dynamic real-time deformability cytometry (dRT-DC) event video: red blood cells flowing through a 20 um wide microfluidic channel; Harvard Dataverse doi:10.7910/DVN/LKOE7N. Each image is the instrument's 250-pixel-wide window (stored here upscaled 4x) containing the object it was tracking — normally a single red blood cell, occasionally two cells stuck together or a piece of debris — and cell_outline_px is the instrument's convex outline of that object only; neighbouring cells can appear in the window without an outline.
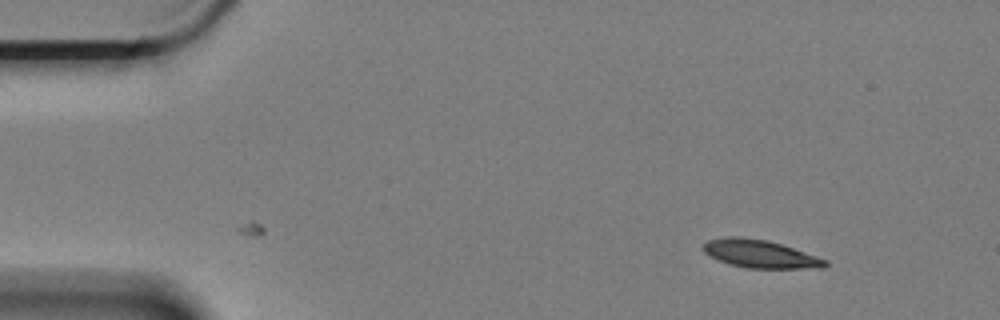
{"species": "Egyptian fruit bat (a non-hibernating species)", "species_latin": "Rousettus aegyptiacus", "temperature_condition": "cold", "stored_images_in_passage": 4, "camera_frame_rate_fps": 3000, "um_per_image_px": 0.085, "animal": {"sex": "female"}, "frame": {"image": 1, "passage_image": 1, "time_ms": 0.0, "image_size_px": [1000, 320], "cell_outline_px": [[828, 264], [824, 268], [744, 268], [728, 264], [708, 256], [700, 248], [708, 240], [728, 236], [740, 236], [768, 240], [828, 260]], "centroid_in_image_um": [64.55, 21.58], "position_along_channel_um": 20.4, "area_um2": 20.0}}
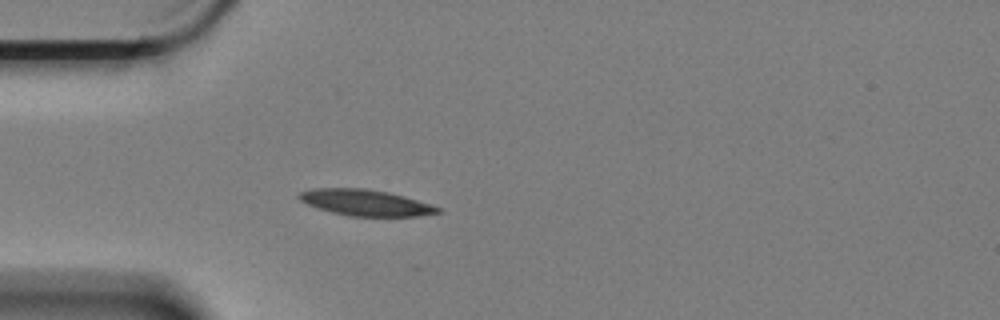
{"frame": {"image": 2, "passage_image": 4, "time_ms": 1.0, "image_size_px": [1000, 320], "cell_outline_px": [[440, 212], [416, 216], [348, 216], [332, 212], [308, 204], [300, 200], [296, 196], [300, 192], [312, 188], [364, 188], [388, 192], [404, 196], [440, 208]], "centroid_in_image_um": [31.02, 17.22], "position_along_channel_um": 54.0, "area_um2": 20.81}}